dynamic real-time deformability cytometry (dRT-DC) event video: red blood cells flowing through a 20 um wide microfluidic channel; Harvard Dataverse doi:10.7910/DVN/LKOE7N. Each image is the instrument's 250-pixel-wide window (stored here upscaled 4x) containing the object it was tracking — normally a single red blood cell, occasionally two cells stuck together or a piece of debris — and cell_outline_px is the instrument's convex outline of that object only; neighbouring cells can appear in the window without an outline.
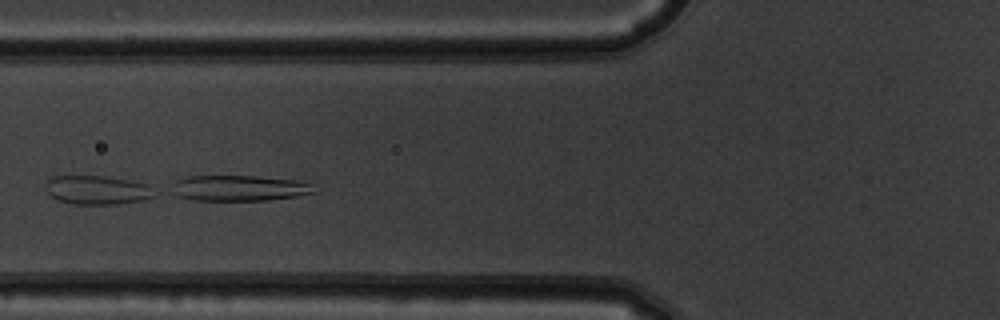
{"species": "common noctule bat (a hibernating species)", "species_latin": "Nyctalus noctula", "temperature_condition": "warm", "stored_images_in_passage": 48, "camera_frame_rate_fps": 3000, "um_per_image_px": 0.085, "animal": {"sex": "male", "body_mass_g": 19.5, "forearm_length_mm": 54.6}, "frame": {"image": 1, "passage_image": 15, "time_ms": 4.667, "image_size_px": [1000, 320], "cell_outline_px": [[316, 192], [296, 196], [268, 200], [192, 200], [176, 196], [172, 192], [172, 180], [188, 176], [252, 176], [304, 180], [312, 184]], "centroid_in_image_um": [20.31, 15.98], "position_along_channel_um": 105.5, "area_um2": 21.62}}
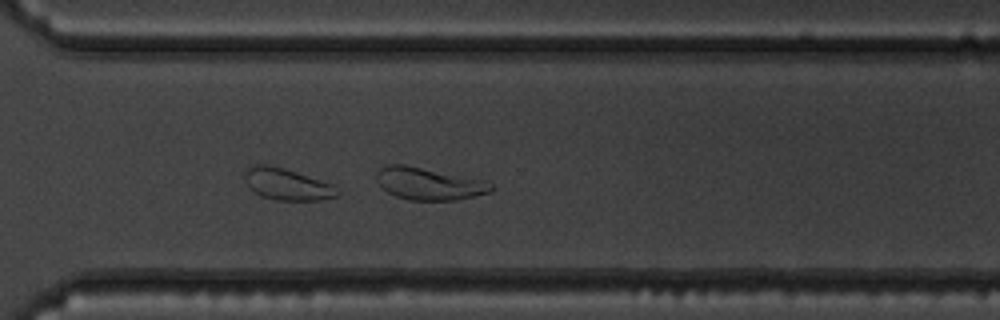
{"frame": {"image": 2, "passage_image": 33, "time_ms": 10.667, "image_size_px": [1000, 320], "cell_outline_px": [[496, 188], [492, 192], [456, 200], [408, 200], [396, 196], [388, 192], [376, 180], [376, 172], [380, 168], [388, 164], [404, 164], [488, 180]], "centroid_in_image_um": [36.52, 15.6], "position_along_channel_um": 334.1, "area_um2": 21.85}}
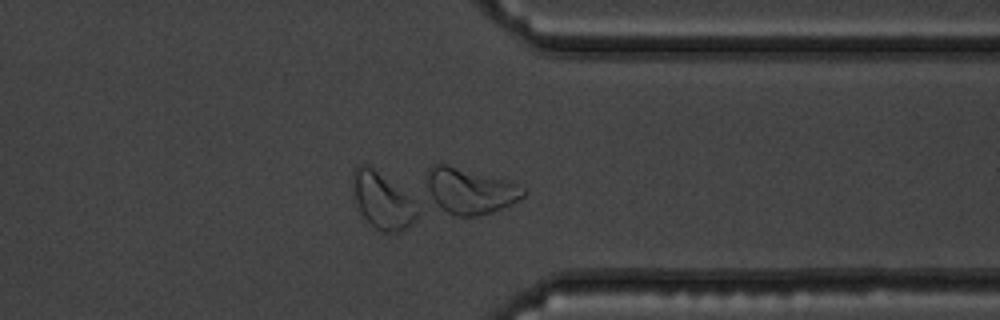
{"frame": {"image": 3, "passage_image": 36, "time_ms": 11.667, "image_size_px": [1000, 320], "cell_outline_px": [[528, 192], [524, 196], [512, 204], [492, 212], [476, 216], [456, 216], [448, 212], [436, 204], [428, 196], [428, 168], [432, 164], [448, 164], [508, 180], [524, 188]], "centroid_in_image_um": [39.96, 16.22], "position_along_channel_um": 371.4, "area_um2": 25.84}}